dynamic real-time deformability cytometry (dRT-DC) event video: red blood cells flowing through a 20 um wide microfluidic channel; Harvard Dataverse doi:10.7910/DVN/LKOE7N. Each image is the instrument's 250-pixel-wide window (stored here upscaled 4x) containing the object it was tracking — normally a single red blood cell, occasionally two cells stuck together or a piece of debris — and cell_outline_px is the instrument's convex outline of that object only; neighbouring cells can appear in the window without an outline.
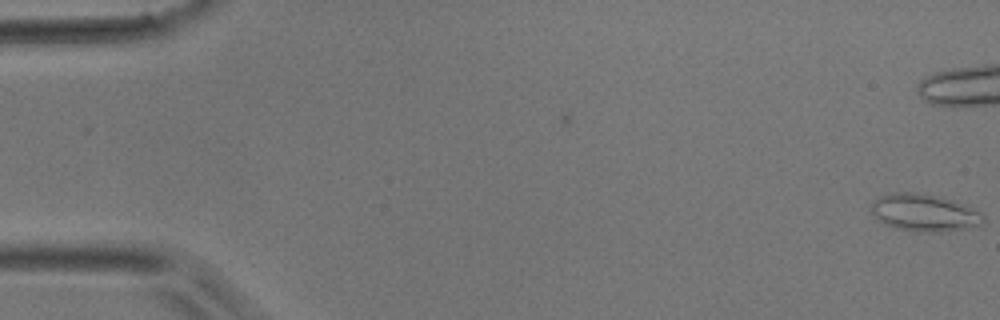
{"species": "common noctule bat (a hibernating species)", "species_latin": "Nyctalus noctula", "temperature_condition": "room temperature", "stored_images_in_passage": 3, "camera_frame_rate_fps": 3000, "um_per_image_px": 0.085, "animal": {"sex": "male", "body_mass_g": 17.9}, "frame": {"image": 1, "passage_image": 3, "time_ms": 0.667, "image_size_px": [1000, 320], "cell_outline_px": [[984, 224], [976, 228], [940, 232], [912, 232], [896, 228], [884, 224], [872, 212], [872, 200], [880, 196], [892, 192], [912, 192], [952, 200], [976, 208], [984, 212]], "centroid_in_image_um": [78.65, 18.11], "position_along_channel_um": 6.4, "area_um2": 24.74}}